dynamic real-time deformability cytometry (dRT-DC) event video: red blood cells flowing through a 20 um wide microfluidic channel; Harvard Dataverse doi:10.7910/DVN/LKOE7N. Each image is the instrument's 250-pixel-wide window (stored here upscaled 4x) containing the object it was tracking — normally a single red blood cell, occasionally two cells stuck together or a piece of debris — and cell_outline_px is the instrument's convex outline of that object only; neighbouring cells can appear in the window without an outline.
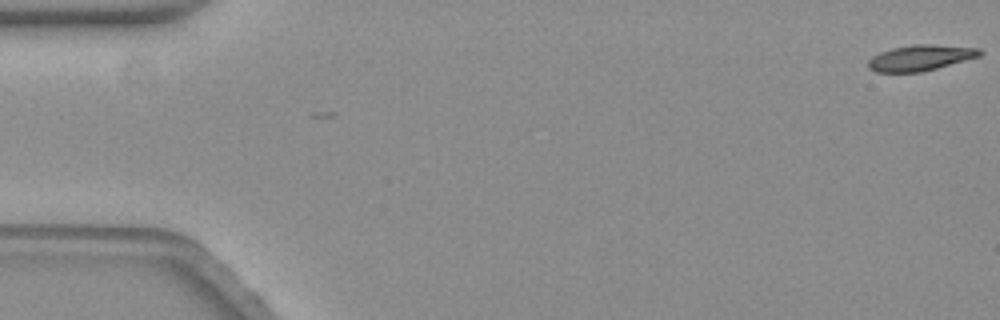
{"species": "common noctule bat (a hibernating species)", "species_latin": "Nyctalus noctula", "temperature_condition": "warm", "stored_images_in_passage": 47, "camera_frame_rate_fps": 3000, "um_per_image_px": 0.085, "animal": {"sex": "female", "body_mass_g": 19.3, "forearm_length_mm": 54.1}, "frame": {"image": 1, "passage_image": 1, "time_ms": 0.0, "image_size_px": [1000, 320], "cell_outline_px": [[984, 52], [980, 56], [936, 68], [920, 72], [876, 72], [868, 68], [868, 60], [872, 56], [880, 52], [892, 48], [916, 44], [932, 44], [980, 48]], "centroid_in_image_um": [78.23, 4.9], "position_along_channel_um": 6.8, "area_um2": 16.7}}
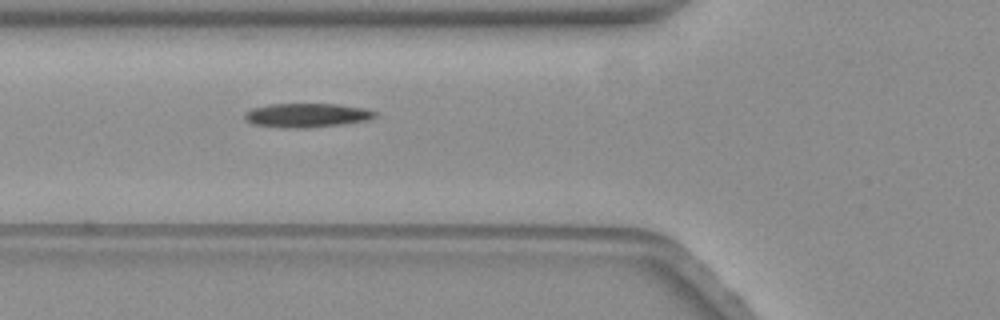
{"frame": {"image": 2, "passage_image": 22, "time_ms": 7.0, "image_size_px": [1000, 320], "cell_outline_px": [[380, 112], [376, 116], [368, 120], [340, 124], [300, 128], [284, 128], [252, 124], [244, 116], [244, 112], [252, 108], [272, 104], [336, 104], [364, 108]], "centroid_in_image_um": [26.09, 9.79], "position_along_channel_um": 99.7, "area_um2": 18.15}}
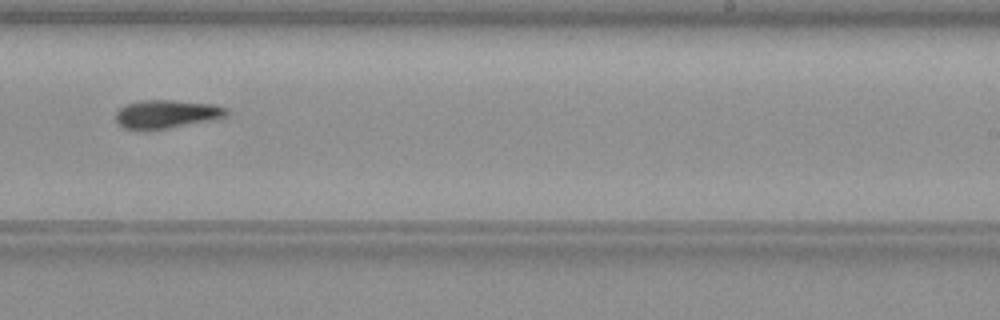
{"frame": {"image": 3, "passage_image": 37, "time_ms": 12.0, "image_size_px": [1000, 320], "cell_outline_px": [[228, 112], [224, 116], [212, 120], [168, 128], [124, 128], [116, 120], [116, 112], [124, 104], [140, 100], [172, 100], [212, 104], [228, 108]], "centroid_in_image_um": [14.16, 9.66], "position_along_channel_um": 274.8, "area_um2": 17.92}}